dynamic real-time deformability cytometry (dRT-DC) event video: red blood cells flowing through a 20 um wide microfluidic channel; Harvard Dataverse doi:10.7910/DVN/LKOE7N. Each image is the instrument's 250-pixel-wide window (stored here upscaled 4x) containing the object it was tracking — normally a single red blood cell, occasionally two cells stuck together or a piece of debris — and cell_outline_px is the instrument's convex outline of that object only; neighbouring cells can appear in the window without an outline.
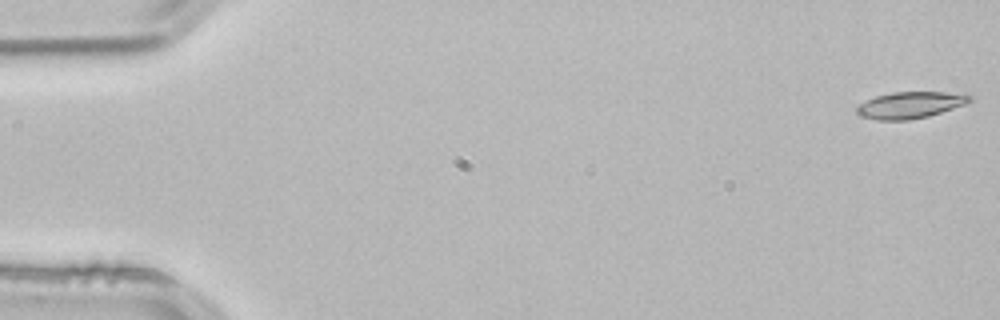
{"species": "common noctule bat (a hibernating species)", "species_latin": "Nyctalus noctula", "temperature_condition": "room temperature", "stored_images_in_passage": 53, "camera_frame_rate_fps": 3000, "um_per_image_px": 0.085, "animal": {"sex": "male", "body_mass_g": 21.5, "forearm_length_mm": 52.0}, "frame": {"image": 1, "passage_image": 1, "time_ms": 0.0, "image_size_px": [1000, 320], "cell_outline_px": [[972, 100], [964, 104], [928, 116], [908, 120], [876, 120], [860, 116], [856, 112], [856, 108], [860, 104], [876, 96], [892, 92], [944, 92], [972, 96]], "centroid_in_image_um": [77.32, 8.93], "position_along_channel_um": 7.7, "area_um2": 17.17}}
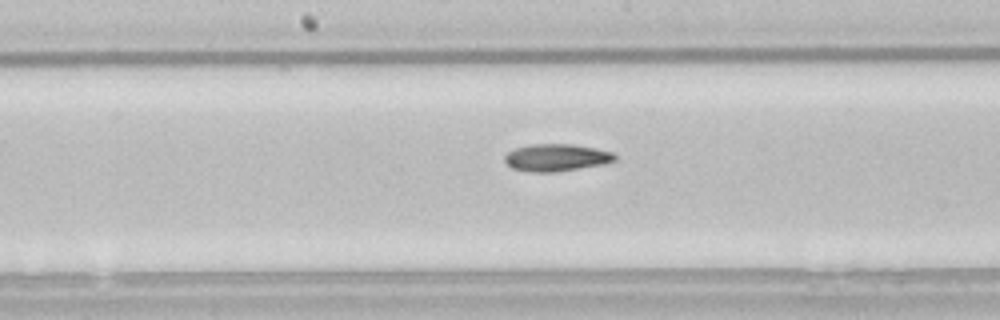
{"frame": {"image": 2, "passage_image": 27, "time_ms": 8.667, "image_size_px": [1000, 320], "cell_outline_px": [[616, 160], [604, 164], [556, 172], [528, 172], [512, 168], [504, 160], [504, 156], [508, 152], [516, 148], [528, 144], [572, 144], [612, 152], [616, 156]], "centroid_in_image_um": [47.26, 13.4], "position_along_channel_um": 200.9, "area_um2": 17.46}}
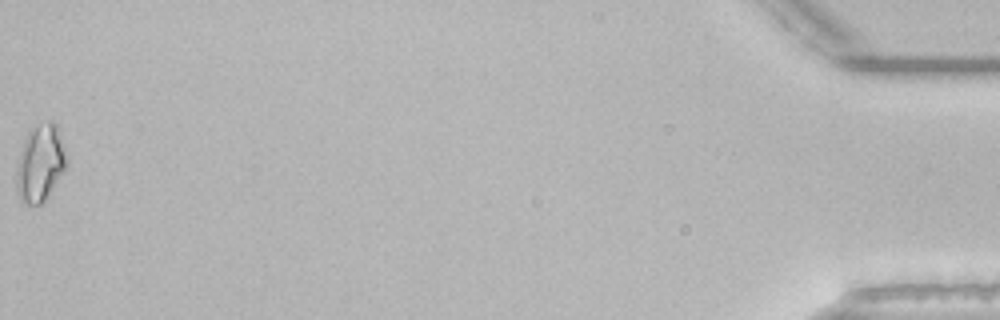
{"frame": {"image": 3, "passage_image": 53, "time_ms": 17.333, "image_size_px": [1000, 320], "cell_outline_px": [[68, 160], [64, 168], [44, 200], [40, 204], [24, 204], [20, 200], [16, 188], [16, 168], [20, 152], [24, 140], [32, 124], [48, 120], [52, 120], [56, 124]], "centroid_in_image_um": [3.38, 13.81], "position_along_channel_um": 431.8, "area_um2": 22.31}, "authors_computed_cell_mechanics": {"area_um2": 17.1666, "velocity_mm_per_s": 3.8536, "shape_relaxation_time_tau1_ms": 7.234, "shape_relaxation_time_tau2_ms": null, "deformation_change_tau1": 0.1543, "deformation_change_tau2": null}}